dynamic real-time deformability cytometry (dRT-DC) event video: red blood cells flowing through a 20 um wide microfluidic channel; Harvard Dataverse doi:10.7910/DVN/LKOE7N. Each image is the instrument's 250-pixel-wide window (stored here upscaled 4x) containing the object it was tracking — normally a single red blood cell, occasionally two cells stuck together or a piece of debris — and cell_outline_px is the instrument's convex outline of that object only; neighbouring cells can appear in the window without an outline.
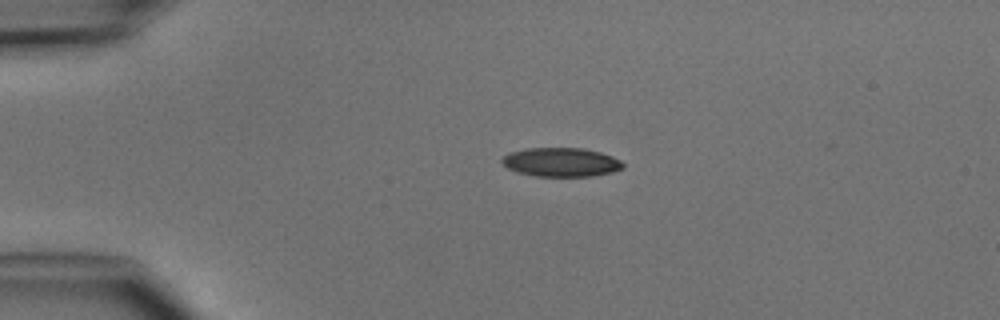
{"species": "common noctule bat (a hibernating species)", "species_latin": "Nyctalus noctula", "temperature_condition": "cold", "stored_images_in_passage": 5, "camera_frame_rate_fps": 3000, "um_per_image_px": 0.085, "animal": {"sex": "male", "body_mass_g": 15.6}, "frame": {"image": 1, "passage_image": 4, "time_ms": 3.333, "image_size_px": [1000, 320], "cell_outline_px": [[624, 168], [612, 172], [592, 176], [536, 176], [516, 172], [500, 164], [500, 160], [508, 152], [524, 148], [584, 148], [600, 152], [612, 156], [620, 160], [624, 164]], "centroid_in_image_um": [47.66, 13.78], "position_along_channel_um": 37.3, "area_um2": 20.63}}